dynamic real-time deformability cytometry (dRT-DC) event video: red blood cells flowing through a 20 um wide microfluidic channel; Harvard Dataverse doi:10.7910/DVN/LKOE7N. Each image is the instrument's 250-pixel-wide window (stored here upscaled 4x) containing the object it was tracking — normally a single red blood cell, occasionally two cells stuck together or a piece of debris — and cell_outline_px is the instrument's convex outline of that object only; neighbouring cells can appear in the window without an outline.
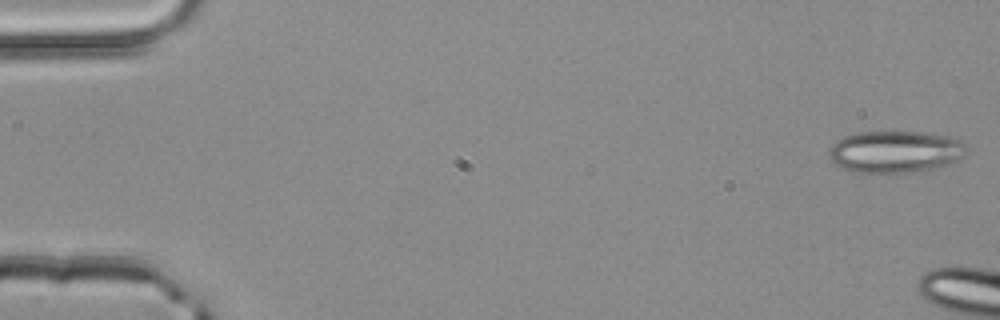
{"species": "common noctule bat (a hibernating species)", "species_latin": "Nyctalus noctula", "temperature_condition": "room temperature", "stored_images_in_passage": 3, "camera_frame_rate_fps": 3000, "um_per_image_px": 0.085, "animal": {"sex": "male", "body_mass_g": 20.4}, "frame": {"image": 1, "passage_image": 1, "time_ms": 0.0, "image_size_px": [1000, 320], "cell_outline_px": [[964, 156], [948, 164], [932, 168], [912, 172], [856, 172], [844, 168], [836, 164], [828, 156], [828, 152], [832, 144], [836, 140], [844, 136], [856, 132], [924, 132], [952, 136], [960, 140], [964, 144]], "centroid_in_image_um": [76.07, 12.87], "position_along_channel_um": 8.9, "area_um2": 33.41}}